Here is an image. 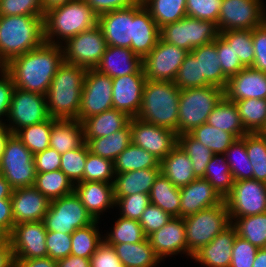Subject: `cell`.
Masks as SVG:
<instances>
[{
    "label": "cell",
    "mask_w": 266,
    "mask_h": 267,
    "mask_svg": "<svg viewBox=\"0 0 266 267\" xmlns=\"http://www.w3.org/2000/svg\"><path fill=\"white\" fill-rule=\"evenodd\" d=\"M64 63L61 45L44 43L11 59L3 67L15 87L46 95L56 71Z\"/></svg>",
    "instance_id": "6da1fadb"
},
{
    "label": "cell",
    "mask_w": 266,
    "mask_h": 267,
    "mask_svg": "<svg viewBox=\"0 0 266 267\" xmlns=\"http://www.w3.org/2000/svg\"><path fill=\"white\" fill-rule=\"evenodd\" d=\"M86 71L84 67L65 62L56 71L45 95L51 118L78 120Z\"/></svg>",
    "instance_id": "7a4b0ae2"
},
{
    "label": "cell",
    "mask_w": 266,
    "mask_h": 267,
    "mask_svg": "<svg viewBox=\"0 0 266 267\" xmlns=\"http://www.w3.org/2000/svg\"><path fill=\"white\" fill-rule=\"evenodd\" d=\"M44 43V17L0 16V66Z\"/></svg>",
    "instance_id": "3957f363"
},
{
    "label": "cell",
    "mask_w": 266,
    "mask_h": 267,
    "mask_svg": "<svg viewBox=\"0 0 266 267\" xmlns=\"http://www.w3.org/2000/svg\"><path fill=\"white\" fill-rule=\"evenodd\" d=\"M96 25L98 15L94 10L84 0H72L44 13L45 42L62 45L69 38Z\"/></svg>",
    "instance_id": "277c9868"
},
{
    "label": "cell",
    "mask_w": 266,
    "mask_h": 267,
    "mask_svg": "<svg viewBox=\"0 0 266 267\" xmlns=\"http://www.w3.org/2000/svg\"><path fill=\"white\" fill-rule=\"evenodd\" d=\"M179 98L174 82L146 80L137 118L177 133Z\"/></svg>",
    "instance_id": "5b68a950"
},
{
    "label": "cell",
    "mask_w": 266,
    "mask_h": 267,
    "mask_svg": "<svg viewBox=\"0 0 266 267\" xmlns=\"http://www.w3.org/2000/svg\"><path fill=\"white\" fill-rule=\"evenodd\" d=\"M224 97V89L212 85L180 90L177 135L189 133L205 124Z\"/></svg>",
    "instance_id": "8992f818"
},
{
    "label": "cell",
    "mask_w": 266,
    "mask_h": 267,
    "mask_svg": "<svg viewBox=\"0 0 266 267\" xmlns=\"http://www.w3.org/2000/svg\"><path fill=\"white\" fill-rule=\"evenodd\" d=\"M186 231L187 257L209 244L230 224V216L225 201L183 218Z\"/></svg>",
    "instance_id": "52a82bcc"
},
{
    "label": "cell",
    "mask_w": 266,
    "mask_h": 267,
    "mask_svg": "<svg viewBox=\"0 0 266 267\" xmlns=\"http://www.w3.org/2000/svg\"><path fill=\"white\" fill-rule=\"evenodd\" d=\"M0 174L13 189L34 186L36 169L34 154L12 134L0 158Z\"/></svg>",
    "instance_id": "ba28073f"
},
{
    "label": "cell",
    "mask_w": 266,
    "mask_h": 267,
    "mask_svg": "<svg viewBox=\"0 0 266 267\" xmlns=\"http://www.w3.org/2000/svg\"><path fill=\"white\" fill-rule=\"evenodd\" d=\"M217 24L185 16L160 28V38L178 48L191 52L195 47L213 42L219 36Z\"/></svg>",
    "instance_id": "9c48e42d"
},
{
    "label": "cell",
    "mask_w": 266,
    "mask_h": 267,
    "mask_svg": "<svg viewBox=\"0 0 266 267\" xmlns=\"http://www.w3.org/2000/svg\"><path fill=\"white\" fill-rule=\"evenodd\" d=\"M94 221L75 192L51 200L43 219L47 231L70 234Z\"/></svg>",
    "instance_id": "30bf717a"
},
{
    "label": "cell",
    "mask_w": 266,
    "mask_h": 267,
    "mask_svg": "<svg viewBox=\"0 0 266 267\" xmlns=\"http://www.w3.org/2000/svg\"><path fill=\"white\" fill-rule=\"evenodd\" d=\"M64 62L86 69H95L107 47L98 25L69 38L62 45Z\"/></svg>",
    "instance_id": "8fae6325"
},
{
    "label": "cell",
    "mask_w": 266,
    "mask_h": 267,
    "mask_svg": "<svg viewBox=\"0 0 266 267\" xmlns=\"http://www.w3.org/2000/svg\"><path fill=\"white\" fill-rule=\"evenodd\" d=\"M266 21L263 0H223L218 17L219 32L253 30Z\"/></svg>",
    "instance_id": "7c38bea8"
},
{
    "label": "cell",
    "mask_w": 266,
    "mask_h": 267,
    "mask_svg": "<svg viewBox=\"0 0 266 267\" xmlns=\"http://www.w3.org/2000/svg\"><path fill=\"white\" fill-rule=\"evenodd\" d=\"M49 118L45 95L15 87L5 122L13 134L23 127L42 123Z\"/></svg>",
    "instance_id": "4fadbf2b"
},
{
    "label": "cell",
    "mask_w": 266,
    "mask_h": 267,
    "mask_svg": "<svg viewBox=\"0 0 266 267\" xmlns=\"http://www.w3.org/2000/svg\"><path fill=\"white\" fill-rule=\"evenodd\" d=\"M231 223L240 217L266 212V183L255 179L234 181L224 198Z\"/></svg>",
    "instance_id": "5bb4252c"
},
{
    "label": "cell",
    "mask_w": 266,
    "mask_h": 267,
    "mask_svg": "<svg viewBox=\"0 0 266 267\" xmlns=\"http://www.w3.org/2000/svg\"><path fill=\"white\" fill-rule=\"evenodd\" d=\"M112 108V78L96 69H87L81 93L78 120L82 122L84 119Z\"/></svg>",
    "instance_id": "9a60e30c"
},
{
    "label": "cell",
    "mask_w": 266,
    "mask_h": 267,
    "mask_svg": "<svg viewBox=\"0 0 266 267\" xmlns=\"http://www.w3.org/2000/svg\"><path fill=\"white\" fill-rule=\"evenodd\" d=\"M188 53L159 38L153 50L142 59L146 80L173 82Z\"/></svg>",
    "instance_id": "2e32d148"
},
{
    "label": "cell",
    "mask_w": 266,
    "mask_h": 267,
    "mask_svg": "<svg viewBox=\"0 0 266 267\" xmlns=\"http://www.w3.org/2000/svg\"><path fill=\"white\" fill-rule=\"evenodd\" d=\"M131 143L151 153L162 161L178 144L174 130L143 122L137 117L130 119Z\"/></svg>",
    "instance_id": "e0dca14e"
},
{
    "label": "cell",
    "mask_w": 266,
    "mask_h": 267,
    "mask_svg": "<svg viewBox=\"0 0 266 267\" xmlns=\"http://www.w3.org/2000/svg\"><path fill=\"white\" fill-rule=\"evenodd\" d=\"M47 230L43 221L16 224L9 235L15 259L47 257Z\"/></svg>",
    "instance_id": "ac0fdd59"
},
{
    "label": "cell",
    "mask_w": 266,
    "mask_h": 267,
    "mask_svg": "<svg viewBox=\"0 0 266 267\" xmlns=\"http://www.w3.org/2000/svg\"><path fill=\"white\" fill-rule=\"evenodd\" d=\"M98 26L108 46L131 49V41L134 40V5L98 16Z\"/></svg>",
    "instance_id": "d6986e66"
},
{
    "label": "cell",
    "mask_w": 266,
    "mask_h": 267,
    "mask_svg": "<svg viewBox=\"0 0 266 267\" xmlns=\"http://www.w3.org/2000/svg\"><path fill=\"white\" fill-rule=\"evenodd\" d=\"M145 74H129L112 78L113 108L135 118L142 103Z\"/></svg>",
    "instance_id": "ffe728a7"
},
{
    "label": "cell",
    "mask_w": 266,
    "mask_h": 267,
    "mask_svg": "<svg viewBox=\"0 0 266 267\" xmlns=\"http://www.w3.org/2000/svg\"><path fill=\"white\" fill-rule=\"evenodd\" d=\"M14 225L43 221L50 200L34 186L13 189L11 195Z\"/></svg>",
    "instance_id": "44dd1931"
},
{
    "label": "cell",
    "mask_w": 266,
    "mask_h": 267,
    "mask_svg": "<svg viewBox=\"0 0 266 267\" xmlns=\"http://www.w3.org/2000/svg\"><path fill=\"white\" fill-rule=\"evenodd\" d=\"M147 238L161 261L178 254L187 256L185 223L182 217H172L166 225Z\"/></svg>",
    "instance_id": "7402d4cb"
},
{
    "label": "cell",
    "mask_w": 266,
    "mask_h": 267,
    "mask_svg": "<svg viewBox=\"0 0 266 267\" xmlns=\"http://www.w3.org/2000/svg\"><path fill=\"white\" fill-rule=\"evenodd\" d=\"M224 202V198L204 178H196L180 188V217L195 214Z\"/></svg>",
    "instance_id": "603a6c76"
},
{
    "label": "cell",
    "mask_w": 266,
    "mask_h": 267,
    "mask_svg": "<svg viewBox=\"0 0 266 267\" xmlns=\"http://www.w3.org/2000/svg\"><path fill=\"white\" fill-rule=\"evenodd\" d=\"M224 96L232 102L249 98L266 99V73L251 67L243 68L228 78Z\"/></svg>",
    "instance_id": "cb8c5ba5"
},
{
    "label": "cell",
    "mask_w": 266,
    "mask_h": 267,
    "mask_svg": "<svg viewBox=\"0 0 266 267\" xmlns=\"http://www.w3.org/2000/svg\"><path fill=\"white\" fill-rule=\"evenodd\" d=\"M74 192L95 220H100L103 212L115 207L113 183L78 182L74 184Z\"/></svg>",
    "instance_id": "d4e9b609"
},
{
    "label": "cell",
    "mask_w": 266,
    "mask_h": 267,
    "mask_svg": "<svg viewBox=\"0 0 266 267\" xmlns=\"http://www.w3.org/2000/svg\"><path fill=\"white\" fill-rule=\"evenodd\" d=\"M237 236L235 226L231 223L206 246L192 257L203 267H230L232 248Z\"/></svg>",
    "instance_id": "484cf974"
},
{
    "label": "cell",
    "mask_w": 266,
    "mask_h": 267,
    "mask_svg": "<svg viewBox=\"0 0 266 267\" xmlns=\"http://www.w3.org/2000/svg\"><path fill=\"white\" fill-rule=\"evenodd\" d=\"M95 69L111 78L129 74H144L142 59L130 48L108 46Z\"/></svg>",
    "instance_id": "4316f807"
},
{
    "label": "cell",
    "mask_w": 266,
    "mask_h": 267,
    "mask_svg": "<svg viewBox=\"0 0 266 267\" xmlns=\"http://www.w3.org/2000/svg\"><path fill=\"white\" fill-rule=\"evenodd\" d=\"M160 38V28L150 15V12L140 2L134 5V40L131 50L143 59L156 46Z\"/></svg>",
    "instance_id": "83f0119b"
},
{
    "label": "cell",
    "mask_w": 266,
    "mask_h": 267,
    "mask_svg": "<svg viewBox=\"0 0 266 267\" xmlns=\"http://www.w3.org/2000/svg\"><path fill=\"white\" fill-rule=\"evenodd\" d=\"M161 168H147L115 174L113 182L114 197H124L135 193L150 194Z\"/></svg>",
    "instance_id": "f1b7e54d"
},
{
    "label": "cell",
    "mask_w": 266,
    "mask_h": 267,
    "mask_svg": "<svg viewBox=\"0 0 266 267\" xmlns=\"http://www.w3.org/2000/svg\"><path fill=\"white\" fill-rule=\"evenodd\" d=\"M131 117L114 108L84 119L82 123L84 139L105 137L125 128Z\"/></svg>",
    "instance_id": "f546056e"
},
{
    "label": "cell",
    "mask_w": 266,
    "mask_h": 267,
    "mask_svg": "<svg viewBox=\"0 0 266 267\" xmlns=\"http://www.w3.org/2000/svg\"><path fill=\"white\" fill-rule=\"evenodd\" d=\"M161 173L176 187H183L196 179L191 159L177 144L170 153L160 161Z\"/></svg>",
    "instance_id": "4dcf8cb0"
},
{
    "label": "cell",
    "mask_w": 266,
    "mask_h": 267,
    "mask_svg": "<svg viewBox=\"0 0 266 267\" xmlns=\"http://www.w3.org/2000/svg\"><path fill=\"white\" fill-rule=\"evenodd\" d=\"M84 143L82 123L79 120L57 119L52 124L49 147L63 154Z\"/></svg>",
    "instance_id": "1f68e13d"
},
{
    "label": "cell",
    "mask_w": 266,
    "mask_h": 267,
    "mask_svg": "<svg viewBox=\"0 0 266 267\" xmlns=\"http://www.w3.org/2000/svg\"><path fill=\"white\" fill-rule=\"evenodd\" d=\"M191 53L200 61L201 76L205 77V86L225 89L228 78L223 74L216 50V39L208 44L195 47Z\"/></svg>",
    "instance_id": "d6a6232c"
},
{
    "label": "cell",
    "mask_w": 266,
    "mask_h": 267,
    "mask_svg": "<svg viewBox=\"0 0 266 267\" xmlns=\"http://www.w3.org/2000/svg\"><path fill=\"white\" fill-rule=\"evenodd\" d=\"M113 248L125 267H156L162 262L147 237L139 243H120Z\"/></svg>",
    "instance_id": "836d02e7"
},
{
    "label": "cell",
    "mask_w": 266,
    "mask_h": 267,
    "mask_svg": "<svg viewBox=\"0 0 266 267\" xmlns=\"http://www.w3.org/2000/svg\"><path fill=\"white\" fill-rule=\"evenodd\" d=\"M206 123L233 134L237 139L248 134L242 124L235 102L229 101L225 97L214 107Z\"/></svg>",
    "instance_id": "e575fe53"
},
{
    "label": "cell",
    "mask_w": 266,
    "mask_h": 267,
    "mask_svg": "<svg viewBox=\"0 0 266 267\" xmlns=\"http://www.w3.org/2000/svg\"><path fill=\"white\" fill-rule=\"evenodd\" d=\"M91 153L114 161L131 143L130 123L105 137L84 139Z\"/></svg>",
    "instance_id": "d590c367"
},
{
    "label": "cell",
    "mask_w": 266,
    "mask_h": 267,
    "mask_svg": "<svg viewBox=\"0 0 266 267\" xmlns=\"http://www.w3.org/2000/svg\"><path fill=\"white\" fill-rule=\"evenodd\" d=\"M149 197L152 204L160 207L170 216L180 217V188L162 173L155 179Z\"/></svg>",
    "instance_id": "8d00e7d4"
},
{
    "label": "cell",
    "mask_w": 266,
    "mask_h": 267,
    "mask_svg": "<svg viewBox=\"0 0 266 267\" xmlns=\"http://www.w3.org/2000/svg\"><path fill=\"white\" fill-rule=\"evenodd\" d=\"M114 173L120 174L147 168H161L160 161L143 148L130 143L113 161Z\"/></svg>",
    "instance_id": "74e56055"
},
{
    "label": "cell",
    "mask_w": 266,
    "mask_h": 267,
    "mask_svg": "<svg viewBox=\"0 0 266 267\" xmlns=\"http://www.w3.org/2000/svg\"><path fill=\"white\" fill-rule=\"evenodd\" d=\"M235 104L248 133H266V99L249 98Z\"/></svg>",
    "instance_id": "f35d334b"
},
{
    "label": "cell",
    "mask_w": 266,
    "mask_h": 267,
    "mask_svg": "<svg viewBox=\"0 0 266 267\" xmlns=\"http://www.w3.org/2000/svg\"><path fill=\"white\" fill-rule=\"evenodd\" d=\"M187 0H143L144 7L159 28L181 20L186 14Z\"/></svg>",
    "instance_id": "ab89813d"
},
{
    "label": "cell",
    "mask_w": 266,
    "mask_h": 267,
    "mask_svg": "<svg viewBox=\"0 0 266 267\" xmlns=\"http://www.w3.org/2000/svg\"><path fill=\"white\" fill-rule=\"evenodd\" d=\"M99 222L95 220L92 224L78 228L71 234V255L91 258L104 241L102 232L99 231Z\"/></svg>",
    "instance_id": "60d3db41"
},
{
    "label": "cell",
    "mask_w": 266,
    "mask_h": 267,
    "mask_svg": "<svg viewBox=\"0 0 266 267\" xmlns=\"http://www.w3.org/2000/svg\"><path fill=\"white\" fill-rule=\"evenodd\" d=\"M34 187L50 201L74 192L73 182L61 170L36 173Z\"/></svg>",
    "instance_id": "b9f144b4"
},
{
    "label": "cell",
    "mask_w": 266,
    "mask_h": 267,
    "mask_svg": "<svg viewBox=\"0 0 266 267\" xmlns=\"http://www.w3.org/2000/svg\"><path fill=\"white\" fill-rule=\"evenodd\" d=\"M203 178L208 180L223 198L231 192L234 179L224 154H213Z\"/></svg>",
    "instance_id": "7bdbcfd3"
},
{
    "label": "cell",
    "mask_w": 266,
    "mask_h": 267,
    "mask_svg": "<svg viewBox=\"0 0 266 267\" xmlns=\"http://www.w3.org/2000/svg\"><path fill=\"white\" fill-rule=\"evenodd\" d=\"M232 224L235 226L237 235L249 241L259 249L266 245V212L253 216L236 218Z\"/></svg>",
    "instance_id": "ee69618b"
},
{
    "label": "cell",
    "mask_w": 266,
    "mask_h": 267,
    "mask_svg": "<svg viewBox=\"0 0 266 267\" xmlns=\"http://www.w3.org/2000/svg\"><path fill=\"white\" fill-rule=\"evenodd\" d=\"M56 120L50 117L42 123L23 127L15 134L33 154L39 153L49 148L52 124Z\"/></svg>",
    "instance_id": "f6af8a7d"
},
{
    "label": "cell",
    "mask_w": 266,
    "mask_h": 267,
    "mask_svg": "<svg viewBox=\"0 0 266 267\" xmlns=\"http://www.w3.org/2000/svg\"><path fill=\"white\" fill-rule=\"evenodd\" d=\"M224 155L234 181L252 179L253 168L246 150L245 135L236 139Z\"/></svg>",
    "instance_id": "bcb514c9"
},
{
    "label": "cell",
    "mask_w": 266,
    "mask_h": 267,
    "mask_svg": "<svg viewBox=\"0 0 266 267\" xmlns=\"http://www.w3.org/2000/svg\"><path fill=\"white\" fill-rule=\"evenodd\" d=\"M189 133L209 148L213 154H224L237 139L233 134L213 127L208 123L195 127Z\"/></svg>",
    "instance_id": "7dc6e473"
},
{
    "label": "cell",
    "mask_w": 266,
    "mask_h": 267,
    "mask_svg": "<svg viewBox=\"0 0 266 267\" xmlns=\"http://www.w3.org/2000/svg\"><path fill=\"white\" fill-rule=\"evenodd\" d=\"M178 145L191 159L196 178H203L207 164L213 156V152L200 141L196 140L190 133L178 135Z\"/></svg>",
    "instance_id": "c3c4849f"
},
{
    "label": "cell",
    "mask_w": 266,
    "mask_h": 267,
    "mask_svg": "<svg viewBox=\"0 0 266 267\" xmlns=\"http://www.w3.org/2000/svg\"><path fill=\"white\" fill-rule=\"evenodd\" d=\"M248 158L252 164V179L266 183V133L245 134Z\"/></svg>",
    "instance_id": "681fc988"
},
{
    "label": "cell",
    "mask_w": 266,
    "mask_h": 267,
    "mask_svg": "<svg viewBox=\"0 0 266 267\" xmlns=\"http://www.w3.org/2000/svg\"><path fill=\"white\" fill-rule=\"evenodd\" d=\"M103 238L107 244L114 246L120 243H139L146 236L139 221L119 216L110 232L103 234Z\"/></svg>",
    "instance_id": "f907efd6"
},
{
    "label": "cell",
    "mask_w": 266,
    "mask_h": 267,
    "mask_svg": "<svg viewBox=\"0 0 266 267\" xmlns=\"http://www.w3.org/2000/svg\"><path fill=\"white\" fill-rule=\"evenodd\" d=\"M219 35L233 47L241 64L247 68L252 67L255 57L252 30H228L220 32Z\"/></svg>",
    "instance_id": "816d5d0a"
},
{
    "label": "cell",
    "mask_w": 266,
    "mask_h": 267,
    "mask_svg": "<svg viewBox=\"0 0 266 267\" xmlns=\"http://www.w3.org/2000/svg\"><path fill=\"white\" fill-rule=\"evenodd\" d=\"M114 177L113 161L88 151L84 166L83 181L113 183Z\"/></svg>",
    "instance_id": "f5cc1de1"
},
{
    "label": "cell",
    "mask_w": 266,
    "mask_h": 267,
    "mask_svg": "<svg viewBox=\"0 0 266 267\" xmlns=\"http://www.w3.org/2000/svg\"><path fill=\"white\" fill-rule=\"evenodd\" d=\"M89 149L84 142L80 147L61 154L60 170L76 184L83 182L84 166Z\"/></svg>",
    "instance_id": "db71d44e"
},
{
    "label": "cell",
    "mask_w": 266,
    "mask_h": 267,
    "mask_svg": "<svg viewBox=\"0 0 266 267\" xmlns=\"http://www.w3.org/2000/svg\"><path fill=\"white\" fill-rule=\"evenodd\" d=\"M173 82L180 90L205 86V77L201 76L200 61H197L191 52L186 55Z\"/></svg>",
    "instance_id": "11a10c76"
},
{
    "label": "cell",
    "mask_w": 266,
    "mask_h": 267,
    "mask_svg": "<svg viewBox=\"0 0 266 267\" xmlns=\"http://www.w3.org/2000/svg\"><path fill=\"white\" fill-rule=\"evenodd\" d=\"M115 207L120 216L139 221L146 207L151 203L149 194L135 193L124 197H114Z\"/></svg>",
    "instance_id": "9f6ffc18"
},
{
    "label": "cell",
    "mask_w": 266,
    "mask_h": 267,
    "mask_svg": "<svg viewBox=\"0 0 266 267\" xmlns=\"http://www.w3.org/2000/svg\"><path fill=\"white\" fill-rule=\"evenodd\" d=\"M44 17L41 0H0V16Z\"/></svg>",
    "instance_id": "6f0895ef"
},
{
    "label": "cell",
    "mask_w": 266,
    "mask_h": 267,
    "mask_svg": "<svg viewBox=\"0 0 266 267\" xmlns=\"http://www.w3.org/2000/svg\"><path fill=\"white\" fill-rule=\"evenodd\" d=\"M223 0H187V16L218 23Z\"/></svg>",
    "instance_id": "680465c9"
},
{
    "label": "cell",
    "mask_w": 266,
    "mask_h": 267,
    "mask_svg": "<svg viewBox=\"0 0 266 267\" xmlns=\"http://www.w3.org/2000/svg\"><path fill=\"white\" fill-rule=\"evenodd\" d=\"M13 188L0 174V229L9 237L14 227L11 195Z\"/></svg>",
    "instance_id": "91938a15"
},
{
    "label": "cell",
    "mask_w": 266,
    "mask_h": 267,
    "mask_svg": "<svg viewBox=\"0 0 266 267\" xmlns=\"http://www.w3.org/2000/svg\"><path fill=\"white\" fill-rule=\"evenodd\" d=\"M216 50L220 59L222 72L227 78L236 75L239 71L245 68L241 64L238 56H236L233 47L229 46L220 35L216 38Z\"/></svg>",
    "instance_id": "94428289"
},
{
    "label": "cell",
    "mask_w": 266,
    "mask_h": 267,
    "mask_svg": "<svg viewBox=\"0 0 266 267\" xmlns=\"http://www.w3.org/2000/svg\"><path fill=\"white\" fill-rule=\"evenodd\" d=\"M47 257L58 261L71 255V234L47 231Z\"/></svg>",
    "instance_id": "6125c7cd"
},
{
    "label": "cell",
    "mask_w": 266,
    "mask_h": 267,
    "mask_svg": "<svg viewBox=\"0 0 266 267\" xmlns=\"http://www.w3.org/2000/svg\"><path fill=\"white\" fill-rule=\"evenodd\" d=\"M171 218L172 216L163 211L160 207L150 203L142 213L139 224L145 236L148 237L150 234L166 225Z\"/></svg>",
    "instance_id": "be15d7a7"
},
{
    "label": "cell",
    "mask_w": 266,
    "mask_h": 267,
    "mask_svg": "<svg viewBox=\"0 0 266 267\" xmlns=\"http://www.w3.org/2000/svg\"><path fill=\"white\" fill-rule=\"evenodd\" d=\"M259 248L238 235L234 240L230 267H252Z\"/></svg>",
    "instance_id": "e7e4bbea"
},
{
    "label": "cell",
    "mask_w": 266,
    "mask_h": 267,
    "mask_svg": "<svg viewBox=\"0 0 266 267\" xmlns=\"http://www.w3.org/2000/svg\"><path fill=\"white\" fill-rule=\"evenodd\" d=\"M255 57L252 67L266 73V21L252 30Z\"/></svg>",
    "instance_id": "03108f58"
},
{
    "label": "cell",
    "mask_w": 266,
    "mask_h": 267,
    "mask_svg": "<svg viewBox=\"0 0 266 267\" xmlns=\"http://www.w3.org/2000/svg\"><path fill=\"white\" fill-rule=\"evenodd\" d=\"M14 89L15 85L10 73L3 66H0V125L5 124L4 116L5 118L8 117Z\"/></svg>",
    "instance_id": "003e7915"
},
{
    "label": "cell",
    "mask_w": 266,
    "mask_h": 267,
    "mask_svg": "<svg viewBox=\"0 0 266 267\" xmlns=\"http://www.w3.org/2000/svg\"><path fill=\"white\" fill-rule=\"evenodd\" d=\"M91 267H125L113 246L103 241L90 258Z\"/></svg>",
    "instance_id": "a7ac6f4b"
},
{
    "label": "cell",
    "mask_w": 266,
    "mask_h": 267,
    "mask_svg": "<svg viewBox=\"0 0 266 267\" xmlns=\"http://www.w3.org/2000/svg\"><path fill=\"white\" fill-rule=\"evenodd\" d=\"M36 173H45L60 170L61 154L49 147L44 151L34 154Z\"/></svg>",
    "instance_id": "89a4df30"
},
{
    "label": "cell",
    "mask_w": 266,
    "mask_h": 267,
    "mask_svg": "<svg viewBox=\"0 0 266 267\" xmlns=\"http://www.w3.org/2000/svg\"><path fill=\"white\" fill-rule=\"evenodd\" d=\"M100 16L117 9L139 4L140 0H84Z\"/></svg>",
    "instance_id": "2644e50d"
},
{
    "label": "cell",
    "mask_w": 266,
    "mask_h": 267,
    "mask_svg": "<svg viewBox=\"0 0 266 267\" xmlns=\"http://www.w3.org/2000/svg\"><path fill=\"white\" fill-rule=\"evenodd\" d=\"M15 260L16 267H57V262L50 257Z\"/></svg>",
    "instance_id": "8c879c8a"
},
{
    "label": "cell",
    "mask_w": 266,
    "mask_h": 267,
    "mask_svg": "<svg viewBox=\"0 0 266 267\" xmlns=\"http://www.w3.org/2000/svg\"><path fill=\"white\" fill-rule=\"evenodd\" d=\"M57 262V267H91L90 259L69 255Z\"/></svg>",
    "instance_id": "753ad0ef"
},
{
    "label": "cell",
    "mask_w": 266,
    "mask_h": 267,
    "mask_svg": "<svg viewBox=\"0 0 266 267\" xmlns=\"http://www.w3.org/2000/svg\"><path fill=\"white\" fill-rule=\"evenodd\" d=\"M0 267H16L14 251L9 241L0 248Z\"/></svg>",
    "instance_id": "34e18365"
},
{
    "label": "cell",
    "mask_w": 266,
    "mask_h": 267,
    "mask_svg": "<svg viewBox=\"0 0 266 267\" xmlns=\"http://www.w3.org/2000/svg\"><path fill=\"white\" fill-rule=\"evenodd\" d=\"M12 134L13 133L5 124L0 125V158L3 154L8 139Z\"/></svg>",
    "instance_id": "11e5206c"
},
{
    "label": "cell",
    "mask_w": 266,
    "mask_h": 267,
    "mask_svg": "<svg viewBox=\"0 0 266 267\" xmlns=\"http://www.w3.org/2000/svg\"><path fill=\"white\" fill-rule=\"evenodd\" d=\"M41 1H42L43 13H45L54 8L63 6L64 4L72 0H41Z\"/></svg>",
    "instance_id": "2a66077c"
},
{
    "label": "cell",
    "mask_w": 266,
    "mask_h": 267,
    "mask_svg": "<svg viewBox=\"0 0 266 267\" xmlns=\"http://www.w3.org/2000/svg\"><path fill=\"white\" fill-rule=\"evenodd\" d=\"M252 267H266V250L264 248L258 250Z\"/></svg>",
    "instance_id": "b9fcfbb0"
},
{
    "label": "cell",
    "mask_w": 266,
    "mask_h": 267,
    "mask_svg": "<svg viewBox=\"0 0 266 267\" xmlns=\"http://www.w3.org/2000/svg\"><path fill=\"white\" fill-rule=\"evenodd\" d=\"M9 241L8 236L0 229V248Z\"/></svg>",
    "instance_id": "09005b40"
}]
</instances>
